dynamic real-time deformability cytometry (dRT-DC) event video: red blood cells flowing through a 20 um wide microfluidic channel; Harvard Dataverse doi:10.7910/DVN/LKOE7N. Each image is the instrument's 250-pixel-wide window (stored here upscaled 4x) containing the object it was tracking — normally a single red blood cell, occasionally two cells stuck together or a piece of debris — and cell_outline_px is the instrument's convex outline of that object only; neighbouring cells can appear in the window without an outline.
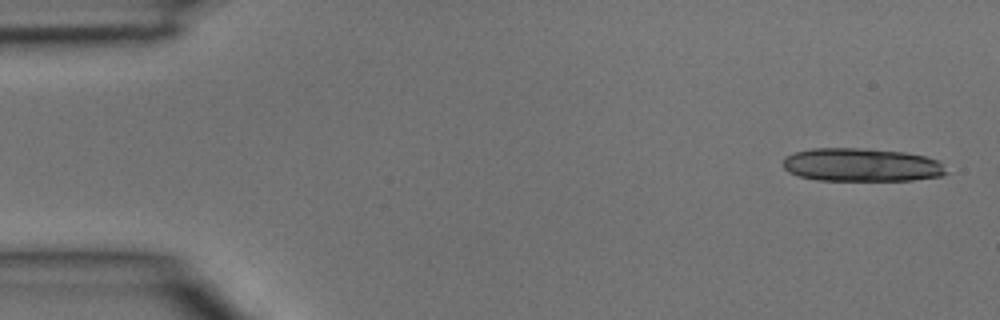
{"species": "common noctule bat (a hibernating species)", "species_latin": "Nyctalus noctula", "temperature_condition": "room temperature", "stored_images_in_passage": 5, "camera_frame_rate_fps": 3000, "um_per_image_px": 0.085, "animal": {"sex": "male", "body_mass_g": 15.6}, "frame": {"image": 1, "passage_image": 1, "time_ms": 0.0, "image_size_px": [1000, 320], "cell_outline_px": [[948, 172], [944, 176], [912, 180], [816, 180], [800, 176], [788, 172], [784, 168], [784, 156], [796, 152], [812, 148], [856, 148], [904, 152], [924, 156], [940, 160]], "centroid_in_image_um": [73.26, 14.02], "position_along_channel_um": 11.7, "area_um2": 31.73}}
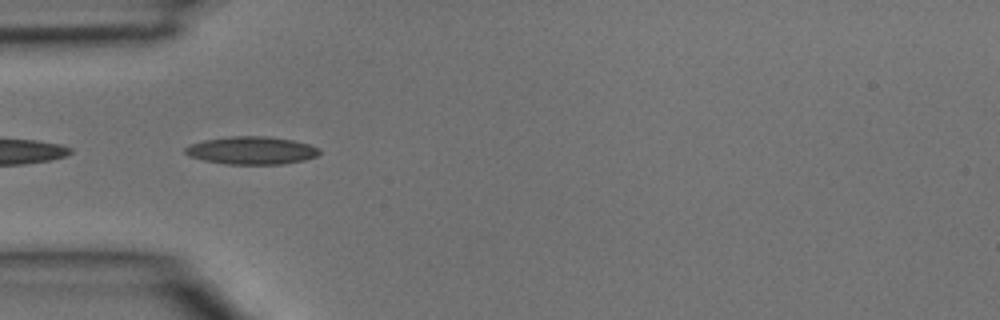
{"frame": {"image": 2, "passage_image": 4, "time_ms": 1.0, "image_size_px": [1000, 320], "cell_outline_px": [[320, 152], [316, 156], [304, 160], [284, 164], [224, 164], [204, 160], [188, 156], [184, 152], [184, 148], [192, 144], [204, 140], [232, 136], [268, 136], [292, 140], [308, 144], [320, 148]], "centroid_in_image_um": [21.38, 12.79], "position_along_channel_um": 63.6, "area_um2": 21.73}}
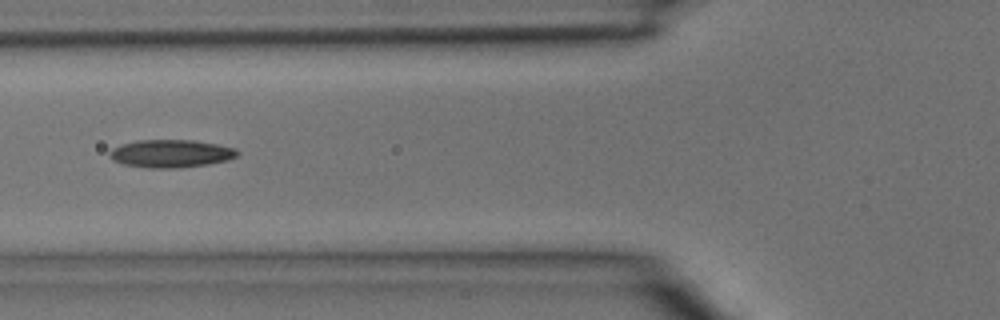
{"frame": {"image": 3, "passage_image": 5, "time_ms": 1.333, "image_size_px": [1000, 320], "cell_outline_px": [[240, 152], [236, 156], [228, 160], [208, 164], [180, 168], [148, 168], [124, 164], [112, 160], [108, 156], [108, 152], [112, 148], [120, 144], [136, 140], [196, 140], [236, 148]], "centroid_in_image_um": [14.5, 13.05], "position_along_channel_um": 111.3, "area_um2": 20.98}}